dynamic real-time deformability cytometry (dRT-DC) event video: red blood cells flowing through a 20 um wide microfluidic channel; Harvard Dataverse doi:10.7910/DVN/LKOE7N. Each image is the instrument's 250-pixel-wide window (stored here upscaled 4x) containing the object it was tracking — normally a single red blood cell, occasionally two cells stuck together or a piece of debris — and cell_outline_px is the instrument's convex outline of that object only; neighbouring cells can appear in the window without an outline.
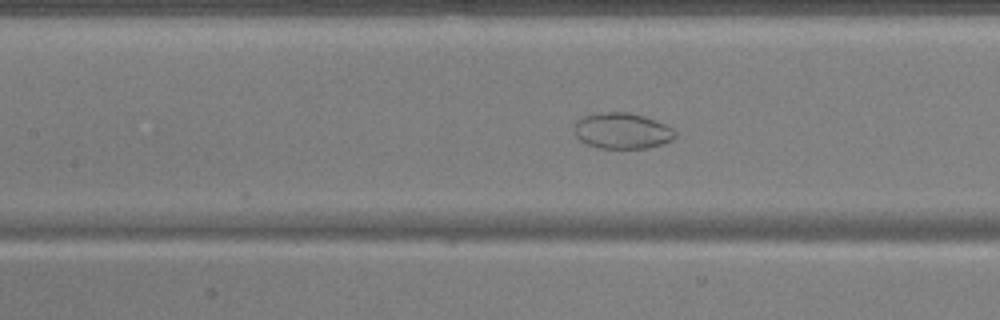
{"species": "common noctule bat (a hibernating species)", "species_latin": "Nyctalus noctula", "temperature_condition": "warm", "stored_images_in_passage": 38, "camera_frame_rate_fps": 3000, "um_per_image_px": 0.085, "animal": {"sex": "male", "body_mass_g": 17.9, "forearm_length_mm": 54.2}, "frame": {"image": 1, "passage_image": 9, "time_ms": 2.667, "image_size_px": [1000, 320], "cell_outline_px": [[676, 136], [672, 140], [664, 144], [648, 148], [600, 148], [588, 144], [580, 140], [576, 136], [576, 120], [584, 116], [608, 112], [628, 112], [644, 116], [664, 124], [672, 128], [676, 132]], "centroid_in_image_um": [52.93, 11.13], "position_along_channel_um": 154.5, "area_um2": 20.92}}
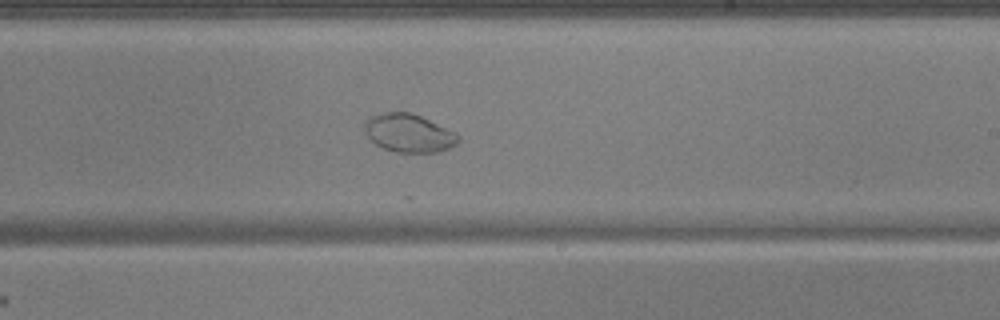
{"frame": {"image": 2, "passage_image": 17, "time_ms": 5.333, "image_size_px": [1000, 320], "cell_outline_px": [[460, 140], [456, 144], [440, 152], [396, 152], [384, 148], [376, 144], [364, 132], [364, 124], [372, 116], [388, 112], [408, 112], [420, 116], [456, 132], [460, 136]], "centroid_in_image_um": [34.78, 11.32], "position_along_channel_um": 254.2, "area_um2": 20.63}}
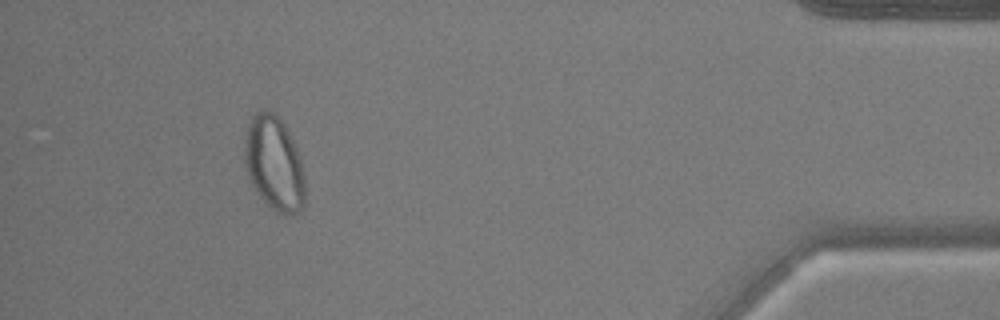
{"frame": {"image": 3, "passage_image": 34, "time_ms": 11.0, "image_size_px": [1000, 320], "cell_outline_px": [[304, 208], [300, 212], [292, 216], [288, 216], [276, 212], [256, 192], [248, 176], [244, 160], [244, 140], [248, 124], [252, 116], [260, 108], [268, 108], [284, 124], [300, 152], [304, 176]], "centroid_in_image_um": [23.31, 13.89], "position_along_channel_um": 411.9, "area_um2": 33.81}, "authors_computed_cell_mechanics": {"area_um2": 26.8481, "velocity_mm_per_s": 3.7519, "shape_relaxation_time_tau1_ms": null, "shape_relaxation_time_tau2_ms": 0.6128, "deformation_change_tau1": null, "deformation_change_tau2": 0.0262}}